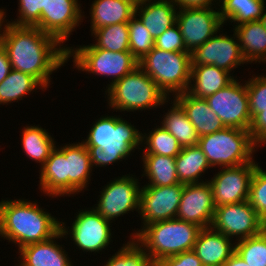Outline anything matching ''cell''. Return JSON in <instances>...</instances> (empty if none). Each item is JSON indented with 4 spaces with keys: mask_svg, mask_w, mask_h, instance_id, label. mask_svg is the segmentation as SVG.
Listing matches in <instances>:
<instances>
[{
    "mask_svg": "<svg viewBox=\"0 0 266 266\" xmlns=\"http://www.w3.org/2000/svg\"><path fill=\"white\" fill-rule=\"evenodd\" d=\"M36 26L10 24L4 42L11 68L35 77L45 88L68 61V47Z\"/></svg>",
    "mask_w": 266,
    "mask_h": 266,
    "instance_id": "cell-1",
    "label": "cell"
},
{
    "mask_svg": "<svg viewBox=\"0 0 266 266\" xmlns=\"http://www.w3.org/2000/svg\"><path fill=\"white\" fill-rule=\"evenodd\" d=\"M57 146L40 168V191L50 198L84 192L93 170L88 149L82 142Z\"/></svg>",
    "mask_w": 266,
    "mask_h": 266,
    "instance_id": "cell-2",
    "label": "cell"
},
{
    "mask_svg": "<svg viewBox=\"0 0 266 266\" xmlns=\"http://www.w3.org/2000/svg\"><path fill=\"white\" fill-rule=\"evenodd\" d=\"M34 201L14 199L0 201V237L22 247L42 242L61 230L60 219L44 211Z\"/></svg>",
    "mask_w": 266,
    "mask_h": 266,
    "instance_id": "cell-3",
    "label": "cell"
},
{
    "mask_svg": "<svg viewBox=\"0 0 266 266\" xmlns=\"http://www.w3.org/2000/svg\"><path fill=\"white\" fill-rule=\"evenodd\" d=\"M101 116L95 121L87 139L81 141L90 153L92 167H106L127 159L141 149L142 132L120 115Z\"/></svg>",
    "mask_w": 266,
    "mask_h": 266,
    "instance_id": "cell-4",
    "label": "cell"
},
{
    "mask_svg": "<svg viewBox=\"0 0 266 266\" xmlns=\"http://www.w3.org/2000/svg\"><path fill=\"white\" fill-rule=\"evenodd\" d=\"M202 228L198 225L171 219L155 222L130 234L156 263L163 258L193 250ZM132 235V236H131Z\"/></svg>",
    "mask_w": 266,
    "mask_h": 266,
    "instance_id": "cell-5",
    "label": "cell"
},
{
    "mask_svg": "<svg viewBox=\"0 0 266 266\" xmlns=\"http://www.w3.org/2000/svg\"><path fill=\"white\" fill-rule=\"evenodd\" d=\"M105 94L109 109L111 107L116 112L150 111L172 99L139 66L111 85Z\"/></svg>",
    "mask_w": 266,
    "mask_h": 266,
    "instance_id": "cell-6",
    "label": "cell"
},
{
    "mask_svg": "<svg viewBox=\"0 0 266 266\" xmlns=\"http://www.w3.org/2000/svg\"><path fill=\"white\" fill-rule=\"evenodd\" d=\"M207 157L210 166L235 167L254 161L257 151L251 133L239 128L224 129L199 137L197 145Z\"/></svg>",
    "mask_w": 266,
    "mask_h": 266,
    "instance_id": "cell-7",
    "label": "cell"
},
{
    "mask_svg": "<svg viewBox=\"0 0 266 266\" xmlns=\"http://www.w3.org/2000/svg\"><path fill=\"white\" fill-rule=\"evenodd\" d=\"M139 67L168 98L188 90L191 74L189 52H170L154 47L139 60Z\"/></svg>",
    "mask_w": 266,
    "mask_h": 266,
    "instance_id": "cell-8",
    "label": "cell"
},
{
    "mask_svg": "<svg viewBox=\"0 0 266 266\" xmlns=\"http://www.w3.org/2000/svg\"><path fill=\"white\" fill-rule=\"evenodd\" d=\"M79 47V48H78ZM73 57L74 69L78 71L111 77L105 91L115 82L139 66V61L131 52H113L102 48H95L92 44L68 47V61Z\"/></svg>",
    "mask_w": 266,
    "mask_h": 266,
    "instance_id": "cell-9",
    "label": "cell"
},
{
    "mask_svg": "<svg viewBox=\"0 0 266 266\" xmlns=\"http://www.w3.org/2000/svg\"><path fill=\"white\" fill-rule=\"evenodd\" d=\"M78 212L71 228L61 221V231L64 236L68 238L70 235L79 251L82 249L84 253H100L103 249L106 250L113 238L110 228L112 221L103 218L93 207Z\"/></svg>",
    "mask_w": 266,
    "mask_h": 266,
    "instance_id": "cell-10",
    "label": "cell"
},
{
    "mask_svg": "<svg viewBox=\"0 0 266 266\" xmlns=\"http://www.w3.org/2000/svg\"><path fill=\"white\" fill-rule=\"evenodd\" d=\"M140 190V182L135 175L130 176L129 173L116 177L102 188L97 206L93 209L112 222L130 211L139 212Z\"/></svg>",
    "mask_w": 266,
    "mask_h": 266,
    "instance_id": "cell-11",
    "label": "cell"
},
{
    "mask_svg": "<svg viewBox=\"0 0 266 266\" xmlns=\"http://www.w3.org/2000/svg\"><path fill=\"white\" fill-rule=\"evenodd\" d=\"M236 78L225 88L205 99L225 127L249 131L252 118L247 87L246 83H240Z\"/></svg>",
    "mask_w": 266,
    "mask_h": 266,
    "instance_id": "cell-12",
    "label": "cell"
},
{
    "mask_svg": "<svg viewBox=\"0 0 266 266\" xmlns=\"http://www.w3.org/2000/svg\"><path fill=\"white\" fill-rule=\"evenodd\" d=\"M211 227L236 241L260 234L266 223L249 200L216 207Z\"/></svg>",
    "mask_w": 266,
    "mask_h": 266,
    "instance_id": "cell-13",
    "label": "cell"
},
{
    "mask_svg": "<svg viewBox=\"0 0 266 266\" xmlns=\"http://www.w3.org/2000/svg\"><path fill=\"white\" fill-rule=\"evenodd\" d=\"M256 161L235 167H223L208 182L215 207L249 200L250 183Z\"/></svg>",
    "mask_w": 266,
    "mask_h": 266,
    "instance_id": "cell-14",
    "label": "cell"
},
{
    "mask_svg": "<svg viewBox=\"0 0 266 266\" xmlns=\"http://www.w3.org/2000/svg\"><path fill=\"white\" fill-rule=\"evenodd\" d=\"M184 184L173 186H143L140 190L139 212L141 228L159 221L175 219Z\"/></svg>",
    "mask_w": 266,
    "mask_h": 266,
    "instance_id": "cell-15",
    "label": "cell"
},
{
    "mask_svg": "<svg viewBox=\"0 0 266 266\" xmlns=\"http://www.w3.org/2000/svg\"><path fill=\"white\" fill-rule=\"evenodd\" d=\"M178 10L176 24L183 36L186 50L192 53L216 33H220L223 22L219 8Z\"/></svg>",
    "mask_w": 266,
    "mask_h": 266,
    "instance_id": "cell-16",
    "label": "cell"
},
{
    "mask_svg": "<svg viewBox=\"0 0 266 266\" xmlns=\"http://www.w3.org/2000/svg\"><path fill=\"white\" fill-rule=\"evenodd\" d=\"M245 63L235 32L230 37L216 33L191 53V66L215 65L231 73Z\"/></svg>",
    "mask_w": 266,
    "mask_h": 266,
    "instance_id": "cell-17",
    "label": "cell"
},
{
    "mask_svg": "<svg viewBox=\"0 0 266 266\" xmlns=\"http://www.w3.org/2000/svg\"><path fill=\"white\" fill-rule=\"evenodd\" d=\"M81 4L78 0H47L40 21L35 25L43 32L58 39L62 45L69 39L75 28L83 22Z\"/></svg>",
    "mask_w": 266,
    "mask_h": 266,
    "instance_id": "cell-18",
    "label": "cell"
},
{
    "mask_svg": "<svg viewBox=\"0 0 266 266\" xmlns=\"http://www.w3.org/2000/svg\"><path fill=\"white\" fill-rule=\"evenodd\" d=\"M215 209L208 179L202 183L184 184L176 219L208 228L212 225Z\"/></svg>",
    "mask_w": 266,
    "mask_h": 266,
    "instance_id": "cell-19",
    "label": "cell"
},
{
    "mask_svg": "<svg viewBox=\"0 0 266 266\" xmlns=\"http://www.w3.org/2000/svg\"><path fill=\"white\" fill-rule=\"evenodd\" d=\"M59 238L66 239L61 230L48 240L22 247L16 266H74L63 245L56 242Z\"/></svg>",
    "mask_w": 266,
    "mask_h": 266,
    "instance_id": "cell-20",
    "label": "cell"
},
{
    "mask_svg": "<svg viewBox=\"0 0 266 266\" xmlns=\"http://www.w3.org/2000/svg\"><path fill=\"white\" fill-rule=\"evenodd\" d=\"M232 240L212 227L202 228L193 251L203 266H223L235 252V243Z\"/></svg>",
    "mask_w": 266,
    "mask_h": 266,
    "instance_id": "cell-21",
    "label": "cell"
},
{
    "mask_svg": "<svg viewBox=\"0 0 266 266\" xmlns=\"http://www.w3.org/2000/svg\"><path fill=\"white\" fill-rule=\"evenodd\" d=\"M172 97L182 107L199 137L225 128L219 117L211 110L205 98L194 97L187 91Z\"/></svg>",
    "mask_w": 266,
    "mask_h": 266,
    "instance_id": "cell-22",
    "label": "cell"
},
{
    "mask_svg": "<svg viewBox=\"0 0 266 266\" xmlns=\"http://www.w3.org/2000/svg\"><path fill=\"white\" fill-rule=\"evenodd\" d=\"M178 10L170 0H154L137 4L135 15L150 32L154 40L176 24Z\"/></svg>",
    "mask_w": 266,
    "mask_h": 266,
    "instance_id": "cell-23",
    "label": "cell"
},
{
    "mask_svg": "<svg viewBox=\"0 0 266 266\" xmlns=\"http://www.w3.org/2000/svg\"><path fill=\"white\" fill-rule=\"evenodd\" d=\"M231 75L233 73L215 65L191 66L187 92L194 97L207 98L230 84L235 79Z\"/></svg>",
    "mask_w": 266,
    "mask_h": 266,
    "instance_id": "cell-24",
    "label": "cell"
},
{
    "mask_svg": "<svg viewBox=\"0 0 266 266\" xmlns=\"http://www.w3.org/2000/svg\"><path fill=\"white\" fill-rule=\"evenodd\" d=\"M135 7L130 0H94L90 7L91 35L104 26L128 23L135 15Z\"/></svg>",
    "mask_w": 266,
    "mask_h": 266,
    "instance_id": "cell-25",
    "label": "cell"
},
{
    "mask_svg": "<svg viewBox=\"0 0 266 266\" xmlns=\"http://www.w3.org/2000/svg\"><path fill=\"white\" fill-rule=\"evenodd\" d=\"M239 45L247 64L266 62V29L260 21L234 25Z\"/></svg>",
    "mask_w": 266,
    "mask_h": 266,
    "instance_id": "cell-26",
    "label": "cell"
},
{
    "mask_svg": "<svg viewBox=\"0 0 266 266\" xmlns=\"http://www.w3.org/2000/svg\"><path fill=\"white\" fill-rule=\"evenodd\" d=\"M175 164L178 179L183 184L204 182L201 179L202 175L207 169L212 168L207 157L198 146L183 147L175 157Z\"/></svg>",
    "mask_w": 266,
    "mask_h": 266,
    "instance_id": "cell-27",
    "label": "cell"
},
{
    "mask_svg": "<svg viewBox=\"0 0 266 266\" xmlns=\"http://www.w3.org/2000/svg\"><path fill=\"white\" fill-rule=\"evenodd\" d=\"M143 175L147 177L148 184L144 186H173L180 181L176 172L175 157L158 154H142Z\"/></svg>",
    "mask_w": 266,
    "mask_h": 266,
    "instance_id": "cell-28",
    "label": "cell"
},
{
    "mask_svg": "<svg viewBox=\"0 0 266 266\" xmlns=\"http://www.w3.org/2000/svg\"><path fill=\"white\" fill-rule=\"evenodd\" d=\"M21 143L24 153L27 157L36 163H39L40 168L50 156L51 151L56 147V141L49 132L39 125L24 127L21 130Z\"/></svg>",
    "mask_w": 266,
    "mask_h": 266,
    "instance_id": "cell-29",
    "label": "cell"
},
{
    "mask_svg": "<svg viewBox=\"0 0 266 266\" xmlns=\"http://www.w3.org/2000/svg\"><path fill=\"white\" fill-rule=\"evenodd\" d=\"M163 116L161 126L171 133L183 147L197 146L199 136L182 107L174 100Z\"/></svg>",
    "mask_w": 266,
    "mask_h": 266,
    "instance_id": "cell-30",
    "label": "cell"
},
{
    "mask_svg": "<svg viewBox=\"0 0 266 266\" xmlns=\"http://www.w3.org/2000/svg\"><path fill=\"white\" fill-rule=\"evenodd\" d=\"M40 88L42 91L46 89L35 77L12 69L0 83V105L23 100L25 96Z\"/></svg>",
    "mask_w": 266,
    "mask_h": 266,
    "instance_id": "cell-31",
    "label": "cell"
},
{
    "mask_svg": "<svg viewBox=\"0 0 266 266\" xmlns=\"http://www.w3.org/2000/svg\"><path fill=\"white\" fill-rule=\"evenodd\" d=\"M219 13L223 24L237 25L260 21L266 8L265 0H220Z\"/></svg>",
    "mask_w": 266,
    "mask_h": 266,
    "instance_id": "cell-32",
    "label": "cell"
},
{
    "mask_svg": "<svg viewBox=\"0 0 266 266\" xmlns=\"http://www.w3.org/2000/svg\"><path fill=\"white\" fill-rule=\"evenodd\" d=\"M143 154H158L168 157H176L182 150L177 139L164 127L158 125L149 133H142L141 146Z\"/></svg>",
    "mask_w": 266,
    "mask_h": 266,
    "instance_id": "cell-33",
    "label": "cell"
},
{
    "mask_svg": "<svg viewBox=\"0 0 266 266\" xmlns=\"http://www.w3.org/2000/svg\"><path fill=\"white\" fill-rule=\"evenodd\" d=\"M91 36L96 38L95 44H92L95 48L113 52H130L128 23L104 26L95 30Z\"/></svg>",
    "mask_w": 266,
    "mask_h": 266,
    "instance_id": "cell-34",
    "label": "cell"
},
{
    "mask_svg": "<svg viewBox=\"0 0 266 266\" xmlns=\"http://www.w3.org/2000/svg\"><path fill=\"white\" fill-rule=\"evenodd\" d=\"M129 238L131 240L109 257L104 266H157L144 248L133 237Z\"/></svg>",
    "mask_w": 266,
    "mask_h": 266,
    "instance_id": "cell-35",
    "label": "cell"
},
{
    "mask_svg": "<svg viewBox=\"0 0 266 266\" xmlns=\"http://www.w3.org/2000/svg\"><path fill=\"white\" fill-rule=\"evenodd\" d=\"M235 252L249 266H266V228L258 235L235 241Z\"/></svg>",
    "mask_w": 266,
    "mask_h": 266,
    "instance_id": "cell-36",
    "label": "cell"
},
{
    "mask_svg": "<svg viewBox=\"0 0 266 266\" xmlns=\"http://www.w3.org/2000/svg\"><path fill=\"white\" fill-rule=\"evenodd\" d=\"M129 50L139 61L154 48V38L141 20L134 15L128 22Z\"/></svg>",
    "mask_w": 266,
    "mask_h": 266,
    "instance_id": "cell-37",
    "label": "cell"
},
{
    "mask_svg": "<svg viewBox=\"0 0 266 266\" xmlns=\"http://www.w3.org/2000/svg\"><path fill=\"white\" fill-rule=\"evenodd\" d=\"M257 165L251 183L249 202L258 216L266 223V171Z\"/></svg>",
    "mask_w": 266,
    "mask_h": 266,
    "instance_id": "cell-38",
    "label": "cell"
},
{
    "mask_svg": "<svg viewBox=\"0 0 266 266\" xmlns=\"http://www.w3.org/2000/svg\"><path fill=\"white\" fill-rule=\"evenodd\" d=\"M246 82L249 98V110L253 119L258 113L266 109V75L254 74Z\"/></svg>",
    "mask_w": 266,
    "mask_h": 266,
    "instance_id": "cell-39",
    "label": "cell"
},
{
    "mask_svg": "<svg viewBox=\"0 0 266 266\" xmlns=\"http://www.w3.org/2000/svg\"><path fill=\"white\" fill-rule=\"evenodd\" d=\"M18 19L11 24L18 26H35L40 21L43 10H46L47 0H18Z\"/></svg>",
    "mask_w": 266,
    "mask_h": 266,
    "instance_id": "cell-40",
    "label": "cell"
},
{
    "mask_svg": "<svg viewBox=\"0 0 266 266\" xmlns=\"http://www.w3.org/2000/svg\"><path fill=\"white\" fill-rule=\"evenodd\" d=\"M154 47L170 52H188L177 24L165 30L154 41Z\"/></svg>",
    "mask_w": 266,
    "mask_h": 266,
    "instance_id": "cell-41",
    "label": "cell"
},
{
    "mask_svg": "<svg viewBox=\"0 0 266 266\" xmlns=\"http://www.w3.org/2000/svg\"><path fill=\"white\" fill-rule=\"evenodd\" d=\"M157 266H203L193 250L163 258Z\"/></svg>",
    "mask_w": 266,
    "mask_h": 266,
    "instance_id": "cell-42",
    "label": "cell"
},
{
    "mask_svg": "<svg viewBox=\"0 0 266 266\" xmlns=\"http://www.w3.org/2000/svg\"><path fill=\"white\" fill-rule=\"evenodd\" d=\"M249 132L256 147L266 144V109L252 119Z\"/></svg>",
    "mask_w": 266,
    "mask_h": 266,
    "instance_id": "cell-43",
    "label": "cell"
},
{
    "mask_svg": "<svg viewBox=\"0 0 266 266\" xmlns=\"http://www.w3.org/2000/svg\"><path fill=\"white\" fill-rule=\"evenodd\" d=\"M170 1L177 8V10L198 9V8H216V5L214 2H217L216 4H218V6L221 4L220 0H170ZM213 5L215 7H212Z\"/></svg>",
    "mask_w": 266,
    "mask_h": 266,
    "instance_id": "cell-44",
    "label": "cell"
},
{
    "mask_svg": "<svg viewBox=\"0 0 266 266\" xmlns=\"http://www.w3.org/2000/svg\"><path fill=\"white\" fill-rule=\"evenodd\" d=\"M12 70L7 53L3 46H0V83L7 77Z\"/></svg>",
    "mask_w": 266,
    "mask_h": 266,
    "instance_id": "cell-45",
    "label": "cell"
},
{
    "mask_svg": "<svg viewBox=\"0 0 266 266\" xmlns=\"http://www.w3.org/2000/svg\"><path fill=\"white\" fill-rule=\"evenodd\" d=\"M4 11H5V9H0V46H2L4 39H5V36H6V33H7V30H8V27L11 24V21H8V19L7 20L5 19L7 12H4Z\"/></svg>",
    "mask_w": 266,
    "mask_h": 266,
    "instance_id": "cell-46",
    "label": "cell"
},
{
    "mask_svg": "<svg viewBox=\"0 0 266 266\" xmlns=\"http://www.w3.org/2000/svg\"><path fill=\"white\" fill-rule=\"evenodd\" d=\"M223 266H249L244 260L234 252L232 256L224 263Z\"/></svg>",
    "mask_w": 266,
    "mask_h": 266,
    "instance_id": "cell-47",
    "label": "cell"
},
{
    "mask_svg": "<svg viewBox=\"0 0 266 266\" xmlns=\"http://www.w3.org/2000/svg\"><path fill=\"white\" fill-rule=\"evenodd\" d=\"M260 22L262 23V25L266 29V9H264V13H263V15L260 18Z\"/></svg>",
    "mask_w": 266,
    "mask_h": 266,
    "instance_id": "cell-48",
    "label": "cell"
},
{
    "mask_svg": "<svg viewBox=\"0 0 266 266\" xmlns=\"http://www.w3.org/2000/svg\"><path fill=\"white\" fill-rule=\"evenodd\" d=\"M130 1H132L135 5H137V4H141L144 2H150V1H154V0H130Z\"/></svg>",
    "mask_w": 266,
    "mask_h": 266,
    "instance_id": "cell-49",
    "label": "cell"
}]
</instances>
